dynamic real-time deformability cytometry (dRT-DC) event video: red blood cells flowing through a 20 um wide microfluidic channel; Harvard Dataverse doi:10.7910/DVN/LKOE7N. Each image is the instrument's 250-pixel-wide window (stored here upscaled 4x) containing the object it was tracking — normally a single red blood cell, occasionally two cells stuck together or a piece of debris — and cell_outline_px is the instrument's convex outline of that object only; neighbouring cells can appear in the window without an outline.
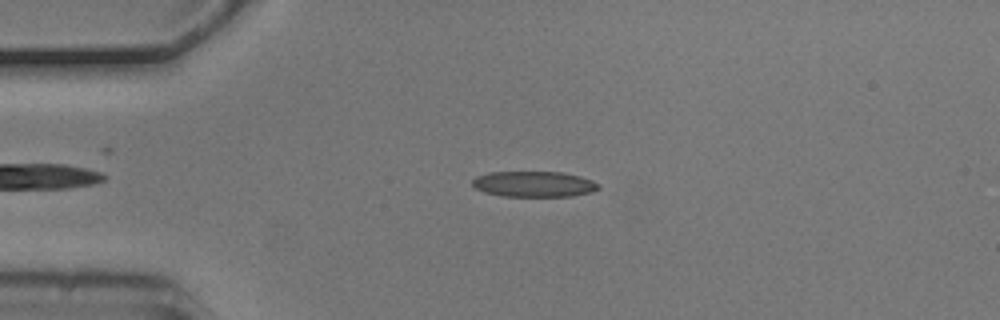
{"species": "common noctule bat (a hibernating species)", "species_latin": "Nyctalus noctula", "temperature_condition": "cold", "stored_images_in_passage": 3, "camera_frame_rate_fps": 3000, "um_per_image_px": 0.085, "animal": {"sex": "male", "body_mass_g": 20.5, "forearm_length_mm": 52.5}, "frame": {"image": 1, "passage_image": 2, "time_ms": 0.333, "image_size_px": [1000, 320], "cell_outline_px": [[600, 188], [592, 192], [572, 196], [504, 196], [484, 192], [476, 188], [472, 184], [472, 180], [476, 176], [488, 172], [564, 172], [580, 176], [592, 180], [600, 184]], "centroid_in_image_um": [45.41, 15.64], "position_along_channel_um": 39.6, "area_um2": 18.96}}